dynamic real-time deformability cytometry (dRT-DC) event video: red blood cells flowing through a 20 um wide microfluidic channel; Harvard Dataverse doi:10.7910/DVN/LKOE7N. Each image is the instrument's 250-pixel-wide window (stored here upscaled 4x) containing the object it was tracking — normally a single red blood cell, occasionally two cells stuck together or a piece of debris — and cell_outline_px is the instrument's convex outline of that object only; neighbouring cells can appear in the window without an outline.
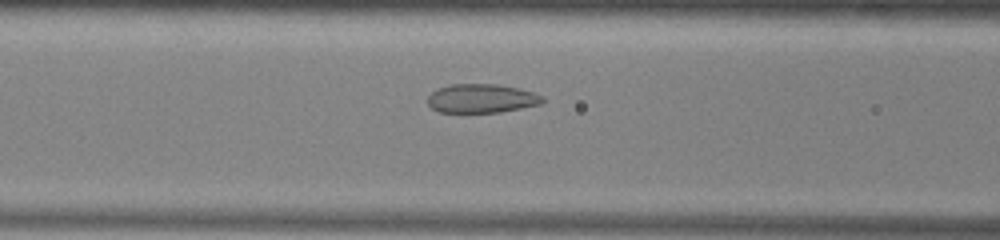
{"species": "common noctule bat (a hibernating species)", "species_latin": "Nyctalus noctula", "temperature_condition": "warm", "stored_images_in_passage": 41, "camera_frame_rate_fps": 3000, "um_per_image_px": 0.085, "animal": {"sex": "male", "body_mass_g": 13.0, "forearm_length_mm": 53.1}, "frame": {"image": 1, "passage_image": 20, "time_ms": 6.333, "image_size_px": [1000, 240], "cell_outline_px": [[544, 100], [540, 104], [500, 112], [440, 112], [432, 108], [428, 104], [428, 96], [436, 88], [448, 84], [496, 84], [520, 88], [536, 92], [544, 96]], "centroid_in_image_um": [40.94, 8.35], "position_along_channel_um": 125.7, "area_um2": 19.48}}
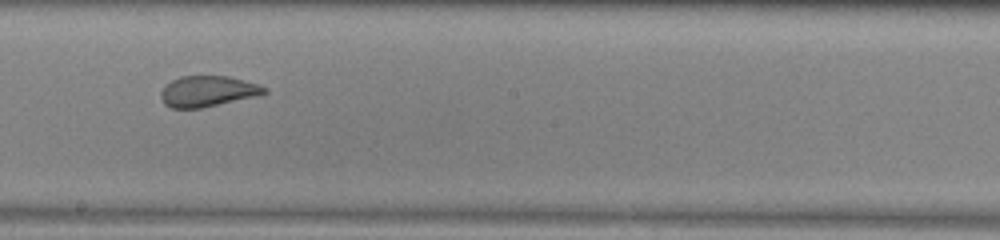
{"frame": {"image": 2, "passage_image": 28, "time_ms": 9.0, "image_size_px": [1000, 240], "cell_outline_px": [[268, 92], [256, 96], [200, 108], [172, 108], [164, 104], [160, 96], [160, 92], [172, 80], [180, 76], [228, 76], [244, 80], [268, 88]], "centroid_in_image_um": [17.65, 7.75], "position_along_channel_um": 230.6, "area_um2": 18.38}}
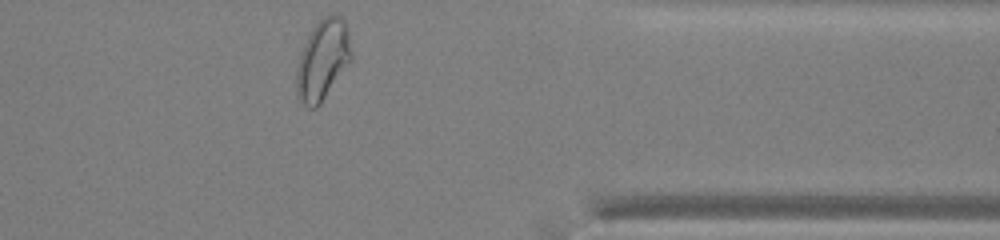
{"frame": {"image": 3, "passage_image": 41, "time_ms": 13.333, "image_size_px": [1000, 240], "cell_outline_px": [[352, 60], [320, 104], [316, 108], [308, 108], [296, 96], [296, 72], [300, 52], [312, 28], [328, 12], [332, 12], [340, 16], [344, 20], [352, 52]], "centroid_in_image_um": [27.42, 5.09], "position_along_channel_um": 384.0, "area_um2": 25.78}, "authors_computed_cell_mechanics": {"area_um2": 21.386, "velocity_mm_per_s": 3.9427, "shape_relaxation_time_tau1_ms": null, "shape_relaxation_time_tau2_ms": 1.0484, "deformation_change_tau1": null, "deformation_change_tau2": 0.0774}}